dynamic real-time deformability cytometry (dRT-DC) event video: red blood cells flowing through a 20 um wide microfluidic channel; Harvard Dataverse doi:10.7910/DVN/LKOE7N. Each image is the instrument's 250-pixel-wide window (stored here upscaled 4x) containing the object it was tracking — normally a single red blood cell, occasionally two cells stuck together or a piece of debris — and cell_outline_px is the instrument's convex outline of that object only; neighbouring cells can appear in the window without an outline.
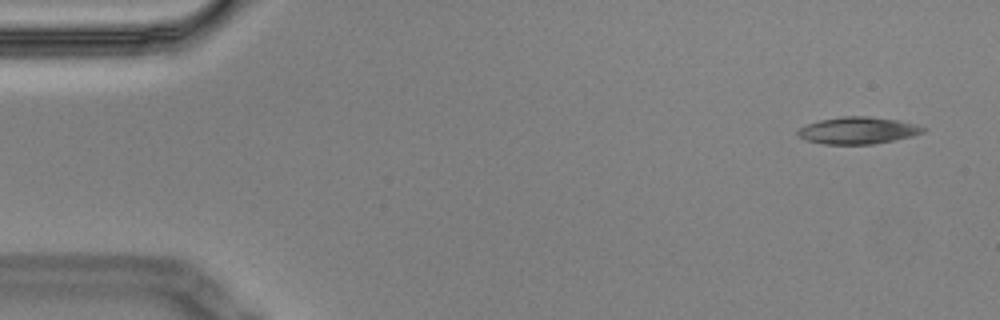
{"species": "Egyptian fruit bat (a non-hibernating species)", "species_latin": "Rousettus aegyptiacus", "temperature_condition": "cold", "stored_images_in_passage": 5, "camera_frame_rate_fps": 3000, "um_per_image_px": 0.085, "animal": {"sex": "male"}, "frame": {"image": 1, "passage_image": 1, "time_ms": 0.0, "image_size_px": [1000, 320], "cell_outline_px": [[928, 128], [924, 132], [912, 136], [872, 144], [824, 144], [804, 140], [796, 132], [800, 128], [808, 124], [820, 120], [844, 116], [864, 116], [896, 120]], "centroid_in_image_um": [72.9, 11.09], "position_along_channel_um": 12.1, "area_um2": 19.36}}
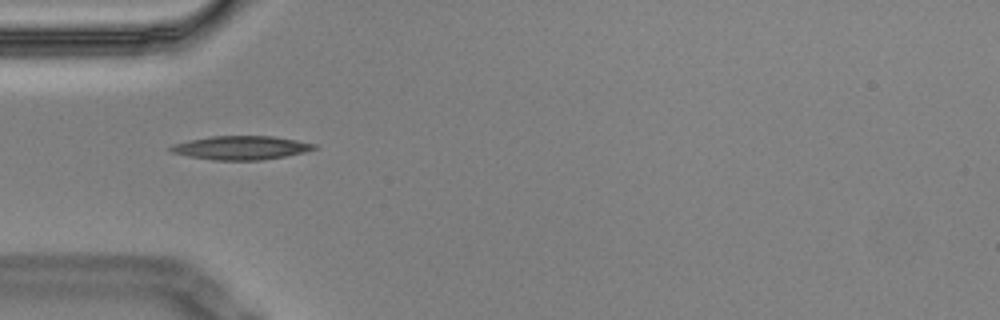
{"frame": {"image": 2, "passage_image": 5, "time_ms": 1.333, "image_size_px": [1000, 320], "cell_outline_px": [[316, 148], [304, 152], [284, 156], [260, 160], [212, 160], [188, 156], [172, 152], [168, 148], [172, 144], [212, 136], [272, 136], [296, 140], [316, 144]], "centroid_in_image_um": [20.47, 12.56], "position_along_channel_um": 64.5, "area_um2": 19.59}}